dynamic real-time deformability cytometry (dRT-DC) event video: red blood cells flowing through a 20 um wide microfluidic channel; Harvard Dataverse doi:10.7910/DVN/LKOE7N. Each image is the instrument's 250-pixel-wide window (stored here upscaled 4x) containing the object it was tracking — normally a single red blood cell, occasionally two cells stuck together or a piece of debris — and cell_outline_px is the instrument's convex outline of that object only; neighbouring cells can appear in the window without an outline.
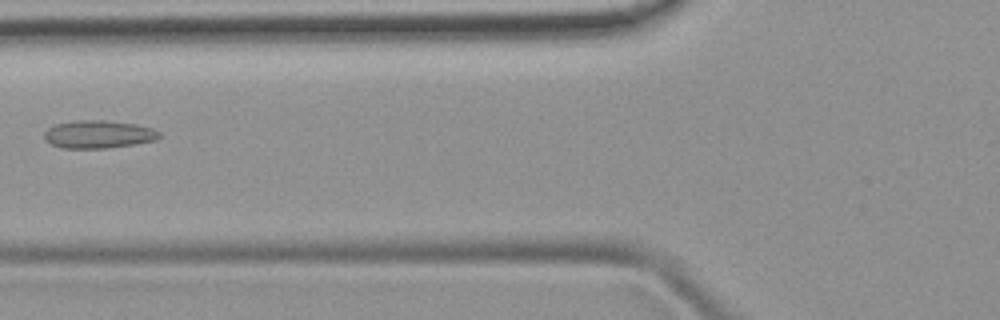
{"species": "common noctule bat (a hibernating species)", "species_latin": "Nyctalus noctula", "temperature_condition": "room temperature", "stored_images_in_passage": 5, "camera_frame_rate_fps": 3000, "um_per_image_px": 0.085, "animal": {"sex": "female", "body_mass_g": 19.9}, "frame": {"image": 1, "passage_image": 5, "time_ms": 5.667, "image_size_px": [1000, 320], "cell_outline_px": [[160, 136], [156, 140], [136, 144], [108, 148], [60, 148], [44, 140], [44, 132], [48, 128], [56, 124], [80, 120], [100, 120], [136, 124], [152, 128], [160, 132]], "centroid_in_image_um": [8.37, 11.42], "position_along_channel_um": 117.4, "area_um2": 18.67}}